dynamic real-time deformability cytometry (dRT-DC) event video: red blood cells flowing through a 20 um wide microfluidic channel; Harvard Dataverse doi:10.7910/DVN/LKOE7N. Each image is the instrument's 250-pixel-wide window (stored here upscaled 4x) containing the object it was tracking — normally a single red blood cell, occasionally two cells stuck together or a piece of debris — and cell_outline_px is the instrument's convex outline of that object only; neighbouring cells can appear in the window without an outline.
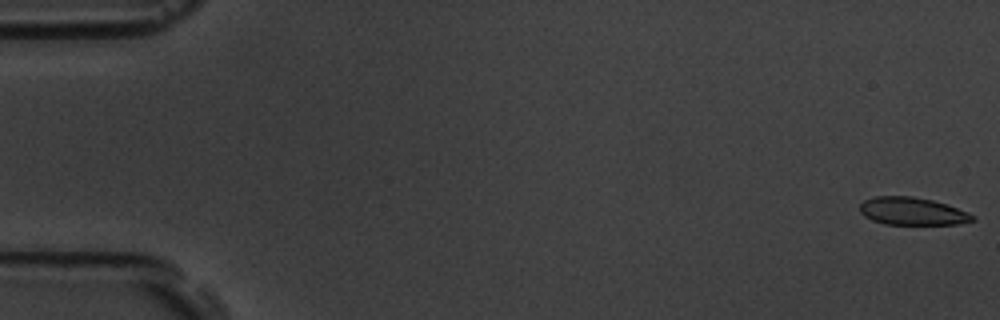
{"species": "common noctule bat (a hibernating species)", "species_latin": "Nyctalus noctula", "temperature_condition": "room temperature", "stored_images_in_passage": 16, "camera_frame_rate_fps": 3000, "um_per_image_px": 0.085, "animal": {"sex": "male", "body_mass_g": 19.5, "forearm_length_mm": 54.6}, "frame": {"image": 1, "passage_image": 1, "time_ms": 0.0, "image_size_px": [1000, 320], "cell_outline_px": [[976, 220], [960, 224], [884, 224], [872, 220], [864, 216], [860, 212], [860, 204], [864, 200], [876, 196], [912, 196], [932, 200], [948, 204], [968, 212], [976, 216]], "centroid_in_image_um": [77.57, 17.95], "position_along_channel_um": 7.4, "area_um2": 18.32}}
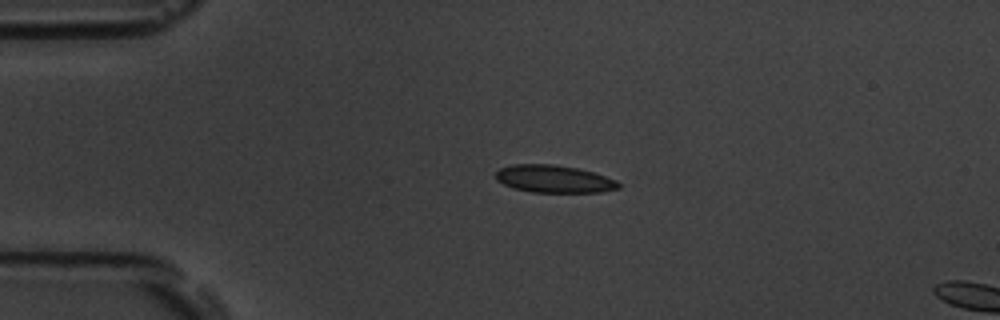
{"frame": {"image": 2, "passage_image": 13, "time_ms": 4.0, "image_size_px": [1000, 320], "cell_outline_px": [[620, 188], [600, 192], [532, 192], [512, 188], [496, 180], [496, 172], [500, 168], [512, 164], [552, 164], [576, 168], [592, 172], [616, 180], [620, 184]], "centroid_in_image_um": [47.06, 15.21], "position_along_channel_um": 37.9, "area_um2": 19.59}}